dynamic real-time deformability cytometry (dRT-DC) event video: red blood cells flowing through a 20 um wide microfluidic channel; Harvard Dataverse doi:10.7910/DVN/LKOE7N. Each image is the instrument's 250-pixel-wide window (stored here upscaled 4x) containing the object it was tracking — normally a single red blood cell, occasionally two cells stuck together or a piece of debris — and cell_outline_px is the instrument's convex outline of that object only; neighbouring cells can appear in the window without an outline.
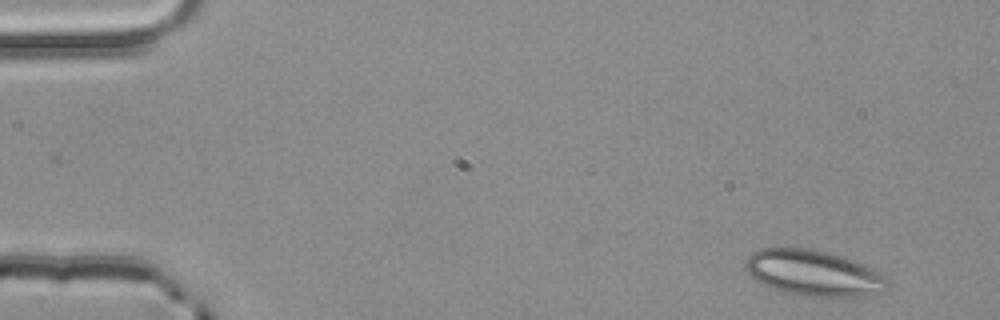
{"species": "common noctule bat (a hibernating species)", "species_latin": "Nyctalus noctula", "temperature_condition": "room temperature", "stored_images_in_passage": 3, "camera_frame_rate_fps": 3000, "um_per_image_px": 0.085, "animal": {"sex": "male", "body_mass_g": 20.4}, "frame": {"image": 1, "passage_image": 1, "time_ms": 0.0, "image_size_px": [1000, 320], "cell_outline_px": [[888, 292], [856, 296], [804, 296], [784, 292], [772, 288], [756, 280], [748, 272], [744, 264], [748, 256], [752, 252], [760, 248], [808, 248], [840, 256], [852, 260], [872, 268], [888, 276]], "centroid_in_image_um": [69.18, 23.21], "position_along_channel_um": 15.8, "area_um2": 37.8}}